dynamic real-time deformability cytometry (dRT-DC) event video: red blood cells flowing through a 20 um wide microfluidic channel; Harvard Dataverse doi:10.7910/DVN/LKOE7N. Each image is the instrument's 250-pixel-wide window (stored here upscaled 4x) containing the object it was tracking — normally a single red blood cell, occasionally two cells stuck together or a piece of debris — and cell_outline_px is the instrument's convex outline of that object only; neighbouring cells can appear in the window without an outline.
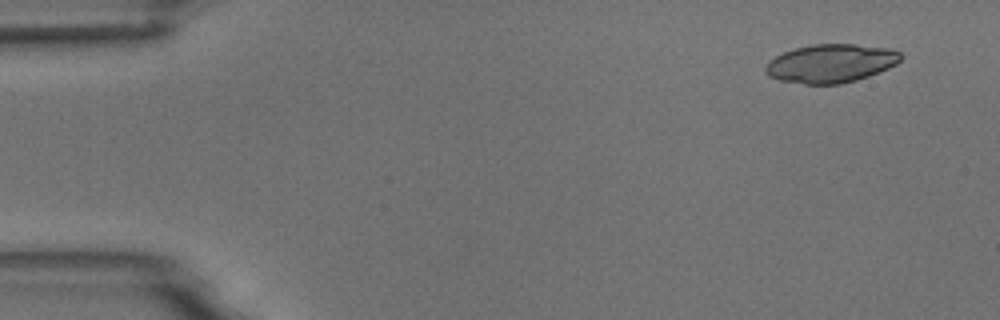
{"species": "common noctule bat (a hibernating species)", "species_latin": "Nyctalus noctula", "temperature_condition": "room temperature", "stored_images_in_passage": 7, "camera_frame_rate_fps": 3000, "um_per_image_px": 0.085, "animal": {"sex": "male", "body_mass_g": 18.8}, "frame": {"image": 1, "passage_image": 1, "time_ms": 0.0, "image_size_px": [1000, 320], "cell_outline_px": [[904, 56], [896, 64], [888, 68], [868, 76], [856, 80], [840, 84], [804, 84], [780, 80], [768, 76], [764, 72], [764, 68], [776, 56], [784, 52], [796, 48], [812, 44], [856, 44], [888, 48], [900, 52]], "centroid_in_image_um": [70.64, 5.39], "position_along_channel_um": 14.4, "area_um2": 30.23}}